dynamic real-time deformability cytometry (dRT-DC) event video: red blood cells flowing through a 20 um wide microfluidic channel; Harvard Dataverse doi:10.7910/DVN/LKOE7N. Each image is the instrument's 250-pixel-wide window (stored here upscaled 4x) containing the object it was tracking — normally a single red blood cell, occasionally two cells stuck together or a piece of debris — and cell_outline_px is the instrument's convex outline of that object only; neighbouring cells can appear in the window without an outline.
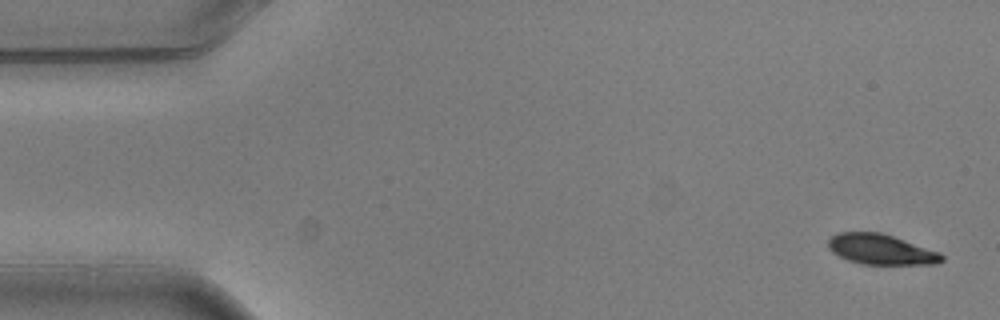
{"species": "common noctule bat (a hibernating species)", "species_latin": "Nyctalus noctula", "temperature_condition": "warm", "stored_images_in_passage": 4, "camera_frame_rate_fps": 3000, "um_per_image_px": 0.085, "animal": {"sex": "male", "body_mass_g": 20.5, "forearm_length_mm": 52.5}, "frame": {"image": 1, "passage_image": 1, "time_ms": 0.0, "image_size_px": [1000, 320], "cell_outline_px": [[944, 260], [936, 264], [860, 264], [848, 260], [832, 252], [828, 248], [828, 240], [836, 232], [880, 232], [940, 252], [944, 256]], "centroid_in_image_um": [74.87, 21.2], "position_along_channel_um": 10.1, "area_um2": 20.0}}
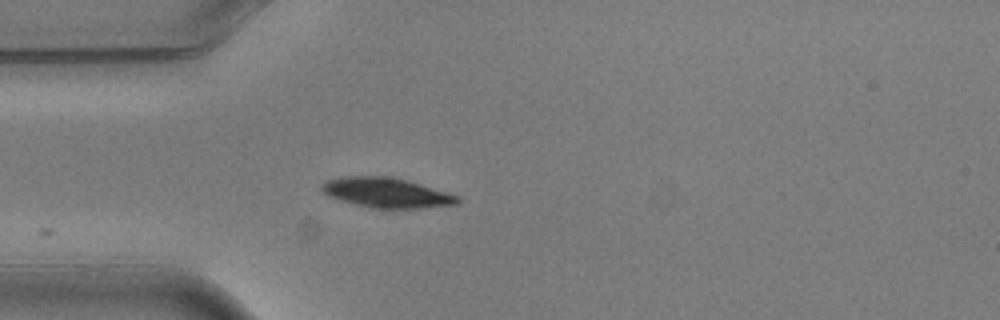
{"frame": {"image": 2, "passage_image": 4, "time_ms": 1.0, "image_size_px": [1000, 320], "cell_outline_px": [[460, 204], [420, 208], [372, 208], [340, 200], [328, 196], [320, 188], [320, 184], [328, 180], [344, 176], [388, 176], [420, 184], [460, 196]], "centroid_in_image_um": [32.85, 16.38], "position_along_channel_um": 52.1, "area_um2": 23.52}}